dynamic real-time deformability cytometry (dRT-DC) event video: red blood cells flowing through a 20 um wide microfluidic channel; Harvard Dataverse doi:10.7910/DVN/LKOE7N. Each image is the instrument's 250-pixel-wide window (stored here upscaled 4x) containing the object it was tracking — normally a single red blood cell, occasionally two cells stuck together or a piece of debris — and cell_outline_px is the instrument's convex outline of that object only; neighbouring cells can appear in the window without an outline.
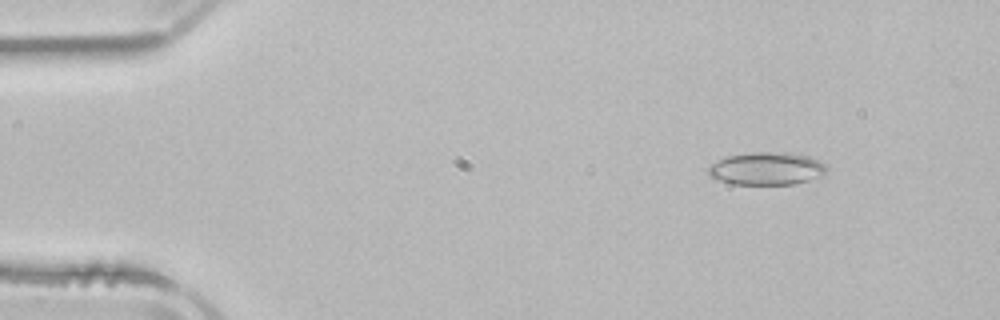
{"species": "common noctule bat (a hibernating species)", "species_latin": "Nyctalus noctula", "temperature_condition": "room temperature", "stored_images_in_passage": 4, "segment_of_instrument_passage": [2, 2], "camera_frame_rate_fps": 3000, "um_per_image_px": 0.085, "animal": {"sex": "male", "body_mass_g": 21.5, "forearm_length_mm": 52.0}, "frame": {"image": 1, "passage_image": 4, "time_ms": 5.333, "image_size_px": [1000, 320], "cell_outline_px": [[828, 168], [820, 176], [796, 184], [732, 184], [720, 180], [712, 176], [708, 172], [708, 168], [712, 164], [728, 156], [752, 152], [768, 152], [808, 156], [824, 164]], "centroid_in_image_um": [65.16, 14.34], "position_along_channel_um": 19.8, "area_um2": 21.96}}